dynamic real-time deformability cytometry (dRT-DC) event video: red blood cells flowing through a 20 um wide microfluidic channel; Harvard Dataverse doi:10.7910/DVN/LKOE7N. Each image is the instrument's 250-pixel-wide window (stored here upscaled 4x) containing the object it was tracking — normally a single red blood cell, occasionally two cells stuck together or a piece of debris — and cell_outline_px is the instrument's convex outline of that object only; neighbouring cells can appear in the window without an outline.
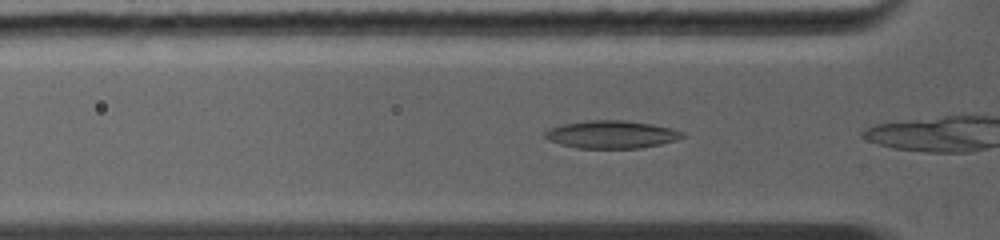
{"species": "common noctule bat (a hibernating species)", "species_latin": "Nyctalus noctula", "temperature_condition": "warm", "stored_images_in_passage": 10, "camera_frame_rate_fps": 5000, "um_per_image_px": 0.085, "animal": {"sex": "female", "body_mass_g": 19.0, "forearm_length_mm": 56.7}, "frame": {"image": 1, "passage_image": 2, "time_ms": 0.4, "image_size_px": [1000, 240], "cell_outline_px": [[688, 136], [676, 140], [660, 144], [640, 148], [576, 148], [560, 144], [548, 140], [544, 136], [544, 132], [548, 128], [564, 124], [584, 120], [624, 120], [652, 124], [672, 128], [684, 132]], "centroid_in_image_um": [51.98, 11.42], "position_along_channel_um": 73.8, "area_um2": 22.43}}
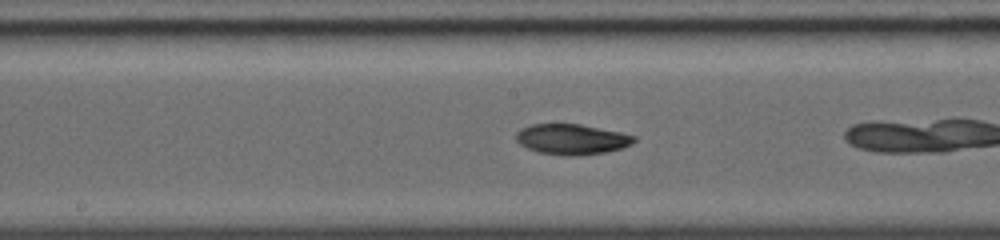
{"frame": {"image": 2, "passage_image": 9, "time_ms": 3.2, "image_size_px": [1000, 240], "cell_outline_px": [[636, 140], [632, 144], [608, 152], [576, 156], [572, 156], [540, 152], [528, 148], [520, 144], [516, 140], [516, 132], [520, 128], [532, 124], [580, 124], [620, 132], [636, 136]], "centroid_in_image_um": [48.61, 11.83], "position_along_channel_um": 199.6, "area_um2": 20.87}}